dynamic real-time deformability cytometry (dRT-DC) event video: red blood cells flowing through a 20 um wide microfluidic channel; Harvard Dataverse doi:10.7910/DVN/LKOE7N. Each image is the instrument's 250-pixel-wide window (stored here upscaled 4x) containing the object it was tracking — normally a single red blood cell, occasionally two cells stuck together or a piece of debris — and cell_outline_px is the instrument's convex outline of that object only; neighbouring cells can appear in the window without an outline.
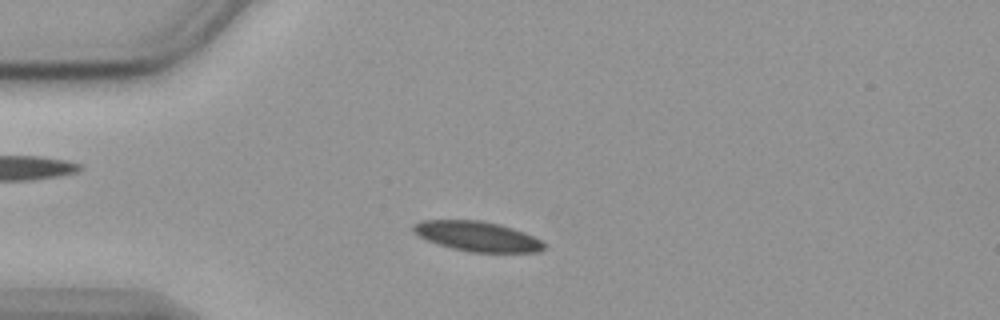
{"species": "common noctule bat (a hibernating species)", "species_latin": "Nyctalus noctula", "temperature_condition": "cold", "stored_images_in_passage": 51, "camera_frame_rate_fps": 3000, "um_per_image_px": 0.085, "animal": {"sex": "female", "body_mass_g": 19.9}, "frame": {"image": 1, "passage_image": 9, "time_ms": 2.667, "image_size_px": [1000, 320], "cell_outline_px": [[548, 248], [540, 252], [468, 252], [452, 248], [428, 240], [412, 232], [412, 224], [424, 220], [480, 220], [512, 228], [524, 232], [548, 244]], "centroid_in_image_um": [40.6, 20.1], "position_along_channel_um": 44.4, "area_um2": 22.77}}
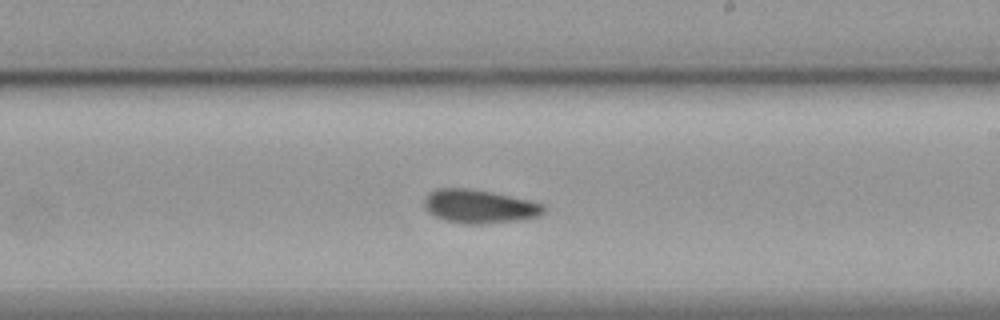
{"frame": {"image": 2, "passage_image": 28, "time_ms": 9.0, "image_size_px": [1000, 320], "cell_outline_px": [[544, 212], [540, 216], [520, 220], [484, 224], [464, 224], [444, 220], [432, 216], [424, 208], [424, 196], [428, 192], [436, 188], [468, 188], [528, 200], [544, 204]], "centroid_in_image_um": [40.68, 17.56], "position_along_channel_um": 248.3, "area_um2": 23.52}}
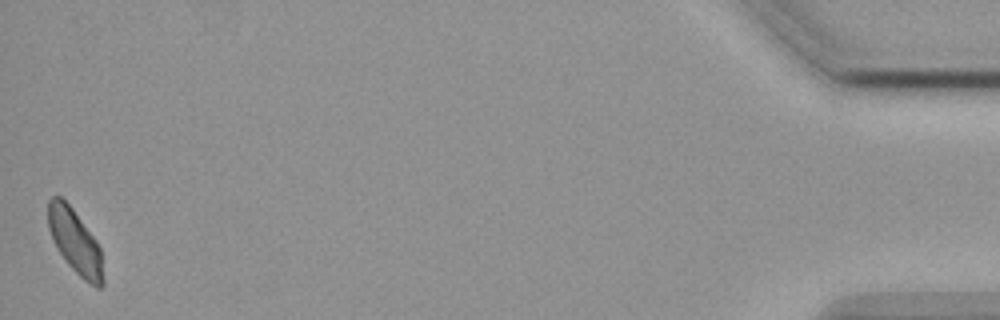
{"frame": {"image": 3, "passage_image": 51, "time_ms": 16.667, "image_size_px": [1000, 320], "cell_outline_px": [[104, 284], [100, 288], [96, 288], [84, 280], [68, 264], [60, 252], [48, 228], [48, 200], [52, 196], [60, 196], [72, 208], [96, 240], [100, 248], [104, 280]], "centroid_in_image_um": [6.4, 20.55], "position_along_channel_um": 428.8, "area_um2": 20.29}, "authors_computed_cell_mechanics": {"area_um2": 22.5998, "velocity_mm_per_s": 3.5514, "shape_relaxation_time_tau1_ms": null, "shape_relaxation_time_tau2_ms": 4.709, "deformation_change_tau1": null, "deformation_change_tau2": 0.0795}}